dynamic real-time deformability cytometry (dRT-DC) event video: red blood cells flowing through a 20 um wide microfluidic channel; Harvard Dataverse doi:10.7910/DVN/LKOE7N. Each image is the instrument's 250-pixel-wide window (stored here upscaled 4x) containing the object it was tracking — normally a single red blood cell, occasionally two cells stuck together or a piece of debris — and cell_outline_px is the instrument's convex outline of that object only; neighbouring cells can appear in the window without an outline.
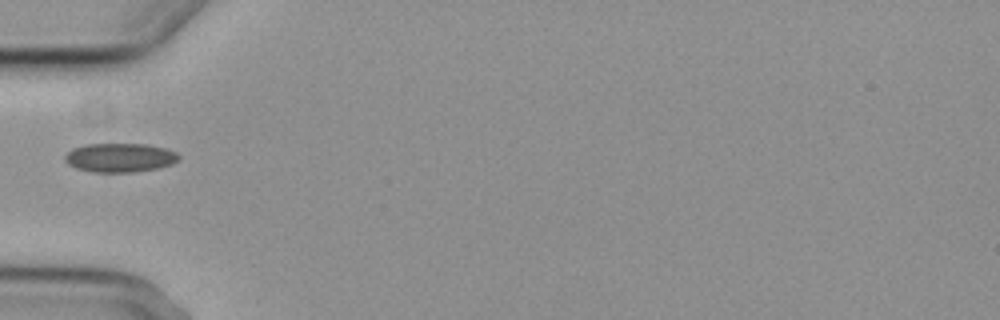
{"species": "common noctule bat (a hibernating species)", "species_latin": "Nyctalus noctula", "temperature_condition": "cold", "stored_images_in_passage": 3, "camera_frame_rate_fps": 3000, "um_per_image_px": 0.085, "animal": {"sex": "female", "body_mass_g": 29.2, "forearm_length_mm": 56.3}, "frame": {"image": 1, "passage_image": 2, "time_ms": 2.0, "image_size_px": [1000, 320], "cell_outline_px": [[180, 156], [176, 160], [168, 164], [156, 168], [136, 172], [92, 172], [76, 168], [68, 164], [64, 160], [64, 156], [72, 148], [84, 144], [148, 144], [164, 148], [176, 152]], "centroid_in_image_um": [10.13, 13.39], "position_along_channel_um": 74.9, "area_um2": 19.13}}
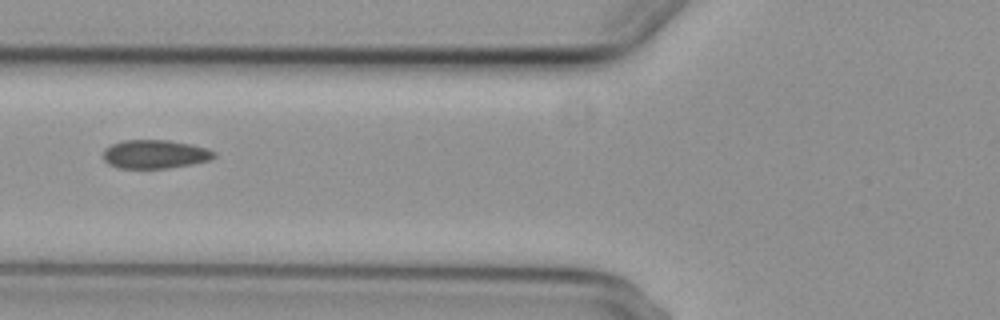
{"frame": {"image": 2, "passage_image": 3, "time_ms": 3.0, "image_size_px": [1000, 320], "cell_outline_px": [[216, 156], [208, 160], [192, 164], [168, 168], [120, 168], [108, 164], [104, 160], [104, 148], [112, 144], [124, 140], [168, 140], [192, 144], [208, 148], [216, 152]], "centroid_in_image_um": [13.19, 13.1], "position_along_channel_um": 112.6, "area_um2": 18.55}}